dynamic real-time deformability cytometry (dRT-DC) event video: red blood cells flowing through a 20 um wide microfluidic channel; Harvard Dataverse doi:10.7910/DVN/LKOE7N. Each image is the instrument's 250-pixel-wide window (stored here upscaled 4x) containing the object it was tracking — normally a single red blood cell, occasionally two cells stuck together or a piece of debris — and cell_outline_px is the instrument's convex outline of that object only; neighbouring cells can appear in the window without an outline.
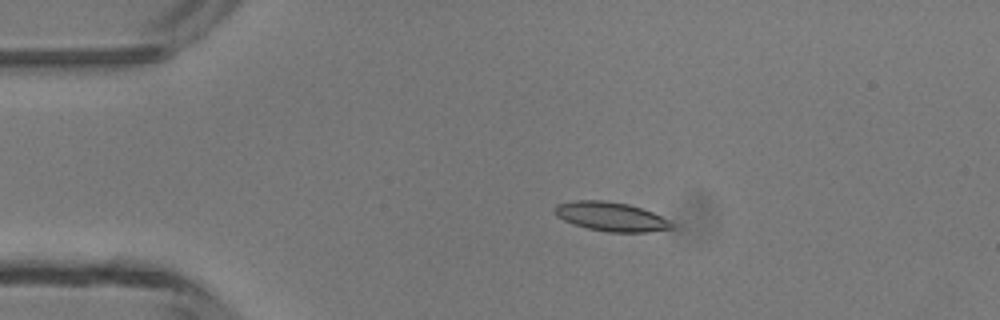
{"species": "common noctule bat (a hibernating species)", "species_latin": "Nyctalus noctula", "temperature_condition": "room temperature", "stored_images_in_passage": 3, "camera_frame_rate_fps": 3000, "um_per_image_px": 0.085, "animal": {"sex": "male", "body_mass_g": 13.3}, "frame": {"image": 1, "passage_image": 2, "time_ms": 2.0, "image_size_px": [1000, 320], "cell_outline_px": [[672, 228], [648, 232], [608, 232], [588, 228], [564, 220], [556, 216], [556, 204], [572, 200], [608, 200], [628, 204], [652, 212], [668, 220], [672, 224]], "centroid_in_image_um": [51.92, 18.4], "position_along_channel_um": 33.1, "area_um2": 19.59}}